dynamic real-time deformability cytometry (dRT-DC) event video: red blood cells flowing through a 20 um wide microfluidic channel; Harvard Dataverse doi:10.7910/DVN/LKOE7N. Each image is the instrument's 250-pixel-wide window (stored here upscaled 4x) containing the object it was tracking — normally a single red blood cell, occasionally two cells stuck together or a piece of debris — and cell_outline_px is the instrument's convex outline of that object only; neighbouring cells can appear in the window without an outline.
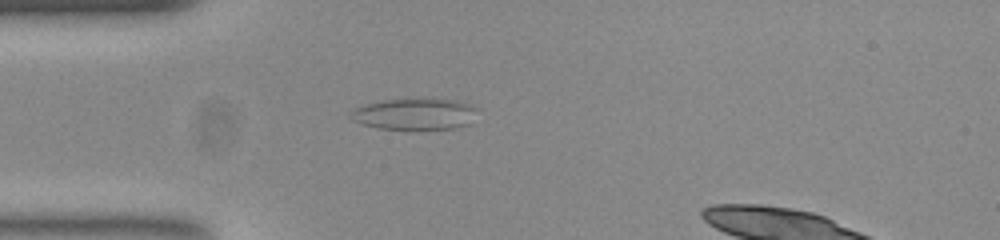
{"species": "common noctule bat (a hibernating species)", "species_latin": "Nyctalus noctula", "temperature_condition": "room temperature", "stored_images_in_passage": 39, "camera_frame_rate_fps": 3000, "um_per_image_px": 0.085, "animal": {"sex": "female", "body_mass_g": 23.0, "forearm_length_mm": 53.4}, "frame": {"image": 1, "passage_image": 6, "time_ms": 1.667, "image_size_px": [1000, 240], "cell_outline_px": [[476, 108], [468, 124], [452, 128], [416, 132], [408, 132], [376, 128], [360, 124], [352, 120], [348, 112], [364, 104], [380, 100], [424, 96], [456, 100], [472, 104]], "centroid_in_image_um": [35.18, 9.69], "position_along_channel_um": 49.8, "area_um2": 24.8}}
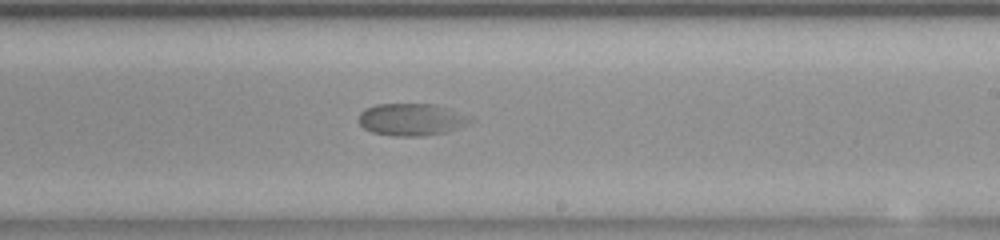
{"frame": {"image": 2, "passage_image": 23, "time_ms": 7.333, "image_size_px": [1000, 240], "cell_outline_px": [[460, 120], [452, 128], [444, 132], [416, 136], [396, 136], [372, 132], [364, 128], [360, 124], [360, 112], [364, 108], [376, 104], [436, 104], [452, 108]], "centroid_in_image_um": [34.69, 10.13], "position_along_channel_um": 254.3, "area_um2": 19.54}}
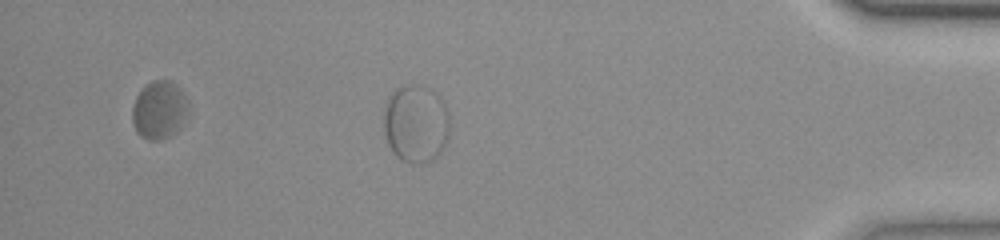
{"frame": {"image": 3, "passage_image": 38, "time_ms": 12.333, "image_size_px": [1000, 240], "cell_outline_px": [[448, 140], [440, 152], [432, 160], [420, 164], [412, 164], [400, 160], [392, 152], [388, 144], [384, 132], [384, 112], [388, 96], [392, 92], [400, 88], [412, 84], [420, 84], [436, 92], [444, 104], [448, 112]], "centroid_in_image_um": [35.34, 10.53], "position_along_channel_um": 399.9, "area_um2": 30.11}}